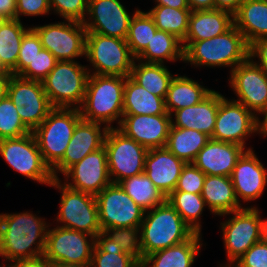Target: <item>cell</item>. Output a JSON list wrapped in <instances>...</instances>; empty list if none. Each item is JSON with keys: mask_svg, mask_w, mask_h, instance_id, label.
<instances>
[{"mask_svg": "<svg viewBox=\"0 0 267 267\" xmlns=\"http://www.w3.org/2000/svg\"><path fill=\"white\" fill-rule=\"evenodd\" d=\"M46 223L32 214L0 215V255L10 261L43 256ZM46 230V231H45ZM40 237V238H39ZM39 239L38 244L35 242ZM36 243L37 248L31 246Z\"/></svg>", "mask_w": 267, "mask_h": 267, "instance_id": "obj_1", "label": "cell"}, {"mask_svg": "<svg viewBox=\"0 0 267 267\" xmlns=\"http://www.w3.org/2000/svg\"><path fill=\"white\" fill-rule=\"evenodd\" d=\"M187 42V44H185ZM189 42V43H188ZM184 60L196 65L232 66L249 57V45L233 25L225 33L201 41H182ZM235 67H234V66Z\"/></svg>", "mask_w": 267, "mask_h": 267, "instance_id": "obj_2", "label": "cell"}, {"mask_svg": "<svg viewBox=\"0 0 267 267\" xmlns=\"http://www.w3.org/2000/svg\"><path fill=\"white\" fill-rule=\"evenodd\" d=\"M142 257L188 240L195 232L166 200L141 222Z\"/></svg>", "mask_w": 267, "mask_h": 267, "instance_id": "obj_3", "label": "cell"}, {"mask_svg": "<svg viewBox=\"0 0 267 267\" xmlns=\"http://www.w3.org/2000/svg\"><path fill=\"white\" fill-rule=\"evenodd\" d=\"M125 79L121 76L89 74L83 105L78 107L81 118L110 124L122 117Z\"/></svg>", "mask_w": 267, "mask_h": 267, "instance_id": "obj_4", "label": "cell"}, {"mask_svg": "<svg viewBox=\"0 0 267 267\" xmlns=\"http://www.w3.org/2000/svg\"><path fill=\"white\" fill-rule=\"evenodd\" d=\"M81 113L75 108H54L32 133L44 162L52 169L64 156Z\"/></svg>", "mask_w": 267, "mask_h": 267, "instance_id": "obj_5", "label": "cell"}, {"mask_svg": "<svg viewBox=\"0 0 267 267\" xmlns=\"http://www.w3.org/2000/svg\"><path fill=\"white\" fill-rule=\"evenodd\" d=\"M85 55L97 70L93 74L121 77L130 76L135 59L126 40L98 33L86 34Z\"/></svg>", "mask_w": 267, "mask_h": 267, "instance_id": "obj_6", "label": "cell"}, {"mask_svg": "<svg viewBox=\"0 0 267 267\" xmlns=\"http://www.w3.org/2000/svg\"><path fill=\"white\" fill-rule=\"evenodd\" d=\"M75 61H58L42 81L44 91L54 108L83 104L89 72ZM87 71V72H86Z\"/></svg>", "mask_w": 267, "mask_h": 267, "instance_id": "obj_7", "label": "cell"}, {"mask_svg": "<svg viewBox=\"0 0 267 267\" xmlns=\"http://www.w3.org/2000/svg\"><path fill=\"white\" fill-rule=\"evenodd\" d=\"M107 163L112 183L144 172L148 149L126 136L119 129L109 127L104 141Z\"/></svg>", "mask_w": 267, "mask_h": 267, "instance_id": "obj_8", "label": "cell"}, {"mask_svg": "<svg viewBox=\"0 0 267 267\" xmlns=\"http://www.w3.org/2000/svg\"><path fill=\"white\" fill-rule=\"evenodd\" d=\"M62 190L58 220L65 223L60 226L82 231L96 236L102 229L99 224L98 204L95 195L60 185L59 178L50 184Z\"/></svg>", "mask_w": 267, "mask_h": 267, "instance_id": "obj_9", "label": "cell"}, {"mask_svg": "<svg viewBox=\"0 0 267 267\" xmlns=\"http://www.w3.org/2000/svg\"><path fill=\"white\" fill-rule=\"evenodd\" d=\"M0 154L15 171L40 183L54 180L50 167L44 162L32 132L0 140Z\"/></svg>", "mask_w": 267, "mask_h": 267, "instance_id": "obj_10", "label": "cell"}, {"mask_svg": "<svg viewBox=\"0 0 267 267\" xmlns=\"http://www.w3.org/2000/svg\"><path fill=\"white\" fill-rule=\"evenodd\" d=\"M7 95L17 107L22 122L33 131L54 109L42 82L10 75Z\"/></svg>", "mask_w": 267, "mask_h": 267, "instance_id": "obj_11", "label": "cell"}, {"mask_svg": "<svg viewBox=\"0 0 267 267\" xmlns=\"http://www.w3.org/2000/svg\"><path fill=\"white\" fill-rule=\"evenodd\" d=\"M99 224L111 227H140L145 211L117 183H111L96 196Z\"/></svg>", "mask_w": 267, "mask_h": 267, "instance_id": "obj_12", "label": "cell"}, {"mask_svg": "<svg viewBox=\"0 0 267 267\" xmlns=\"http://www.w3.org/2000/svg\"><path fill=\"white\" fill-rule=\"evenodd\" d=\"M233 213L235 216L222 223L230 262H236L250 247L265 237L264 221L255 207L242 208Z\"/></svg>", "mask_w": 267, "mask_h": 267, "instance_id": "obj_13", "label": "cell"}, {"mask_svg": "<svg viewBox=\"0 0 267 267\" xmlns=\"http://www.w3.org/2000/svg\"><path fill=\"white\" fill-rule=\"evenodd\" d=\"M68 22L32 28L39 36L42 47L58 61H73L75 57L85 55L87 31L84 24Z\"/></svg>", "mask_w": 267, "mask_h": 267, "instance_id": "obj_14", "label": "cell"}, {"mask_svg": "<svg viewBox=\"0 0 267 267\" xmlns=\"http://www.w3.org/2000/svg\"><path fill=\"white\" fill-rule=\"evenodd\" d=\"M87 235L92 238L90 244ZM94 246V236L58 226L47 230L43 256L50 263L91 264Z\"/></svg>", "mask_w": 267, "mask_h": 267, "instance_id": "obj_15", "label": "cell"}, {"mask_svg": "<svg viewBox=\"0 0 267 267\" xmlns=\"http://www.w3.org/2000/svg\"><path fill=\"white\" fill-rule=\"evenodd\" d=\"M243 104L228 101L221 95L216 123L211 139L244 147V137L258 132V117Z\"/></svg>", "mask_w": 267, "mask_h": 267, "instance_id": "obj_16", "label": "cell"}, {"mask_svg": "<svg viewBox=\"0 0 267 267\" xmlns=\"http://www.w3.org/2000/svg\"><path fill=\"white\" fill-rule=\"evenodd\" d=\"M248 57L231 70V85L239 103L247 109L263 112L267 107V75Z\"/></svg>", "mask_w": 267, "mask_h": 267, "instance_id": "obj_17", "label": "cell"}, {"mask_svg": "<svg viewBox=\"0 0 267 267\" xmlns=\"http://www.w3.org/2000/svg\"><path fill=\"white\" fill-rule=\"evenodd\" d=\"M118 123L121 132L149 150L166 147L172 117L170 114H123Z\"/></svg>", "mask_w": 267, "mask_h": 267, "instance_id": "obj_18", "label": "cell"}, {"mask_svg": "<svg viewBox=\"0 0 267 267\" xmlns=\"http://www.w3.org/2000/svg\"><path fill=\"white\" fill-rule=\"evenodd\" d=\"M63 174L66 177L71 176L73 180V185L71 183H65V185L71 189L96 196L112 183L105 147L103 146L89 153L81 161L68 168Z\"/></svg>", "mask_w": 267, "mask_h": 267, "instance_id": "obj_19", "label": "cell"}, {"mask_svg": "<svg viewBox=\"0 0 267 267\" xmlns=\"http://www.w3.org/2000/svg\"><path fill=\"white\" fill-rule=\"evenodd\" d=\"M94 21L83 24L87 33L126 40L131 17L119 0H88V12Z\"/></svg>", "mask_w": 267, "mask_h": 267, "instance_id": "obj_20", "label": "cell"}, {"mask_svg": "<svg viewBox=\"0 0 267 267\" xmlns=\"http://www.w3.org/2000/svg\"><path fill=\"white\" fill-rule=\"evenodd\" d=\"M100 124L102 123L84 119H81L76 124L63 158L51 169L54 179L58 178L56 175L57 169L64 173L75 163L81 161L86 155L104 146L106 133L111 126H105L102 133Z\"/></svg>", "mask_w": 267, "mask_h": 267, "instance_id": "obj_21", "label": "cell"}, {"mask_svg": "<svg viewBox=\"0 0 267 267\" xmlns=\"http://www.w3.org/2000/svg\"><path fill=\"white\" fill-rule=\"evenodd\" d=\"M245 152L241 145L209 139L198 152L193 164L205 175L229 176Z\"/></svg>", "mask_w": 267, "mask_h": 267, "instance_id": "obj_22", "label": "cell"}, {"mask_svg": "<svg viewBox=\"0 0 267 267\" xmlns=\"http://www.w3.org/2000/svg\"><path fill=\"white\" fill-rule=\"evenodd\" d=\"M266 174V170L253 151L251 149L245 151L230 175L238 202L239 197L244 201L258 198L266 185Z\"/></svg>", "mask_w": 267, "mask_h": 267, "instance_id": "obj_23", "label": "cell"}, {"mask_svg": "<svg viewBox=\"0 0 267 267\" xmlns=\"http://www.w3.org/2000/svg\"><path fill=\"white\" fill-rule=\"evenodd\" d=\"M185 164L166 147L149 149L144 172L165 197H168L175 190Z\"/></svg>", "mask_w": 267, "mask_h": 267, "instance_id": "obj_24", "label": "cell"}, {"mask_svg": "<svg viewBox=\"0 0 267 267\" xmlns=\"http://www.w3.org/2000/svg\"><path fill=\"white\" fill-rule=\"evenodd\" d=\"M221 94L211 91L199 103L175 111L173 127L195 129L212 137Z\"/></svg>", "mask_w": 267, "mask_h": 267, "instance_id": "obj_25", "label": "cell"}, {"mask_svg": "<svg viewBox=\"0 0 267 267\" xmlns=\"http://www.w3.org/2000/svg\"><path fill=\"white\" fill-rule=\"evenodd\" d=\"M233 25L234 15L228 11L219 9L191 11L188 32L183 41L211 39L225 33Z\"/></svg>", "mask_w": 267, "mask_h": 267, "instance_id": "obj_26", "label": "cell"}, {"mask_svg": "<svg viewBox=\"0 0 267 267\" xmlns=\"http://www.w3.org/2000/svg\"><path fill=\"white\" fill-rule=\"evenodd\" d=\"M234 25L249 46L267 38V0H244L234 14Z\"/></svg>", "mask_w": 267, "mask_h": 267, "instance_id": "obj_27", "label": "cell"}, {"mask_svg": "<svg viewBox=\"0 0 267 267\" xmlns=\"http://www.w3.org/2000/svg\"><path fill=\"white\" fill-rule=\"evenodd\" d=\"M201 195L210 211L215 214L228 215L242 209L229 176L206 175Z\"/></svg>", "mask_w": 267, "mask_h": 267, "instance_id": "obj_28", "label": "cell"}, {"mask_svg": "<svg viewBox=\"0 0 267 267\" xmlns=\"http://www.w3.org/2000/svg\"><path fill=\"white\" fill-rule=\"evenodd\" d=\"M200 233H194L188 240L179 244L154 252L143 258L141 267H191L195 256L198 254Z\"/></svg>", "mask_w": 267, "mask_h": 267, "instance_id": "obj_29", "label": "cell"}, {"mask_svg": "<svg viewBox=\"0 0 267 267\" xmlns=\"http://www.w3.org/2000/svg\"><path fill=\"white\" fill-rule=\"evenodd\" d=\"M123 114L162 115L169 113L165 99L148 92L127 76L123 96Z\"/></svg>", "mask_w": 267, "mask_h": 267, "instance_id": "obj_30", "label": "cell"}, {"mask_svg": "<svg viewBox=\"0 0 267 267\" xmlns=\"http://www.w3.org/2000/svg\"><path fill=\"white\" fill-rule=\"evenodd\" d=\"M210 139L205 133L195 129L173 127L171 125L166 148L185 163H193L198 152Z\"/></svg>", "mask_w": 267, "mask_h": 267, "instance_id": "obj_31", "label": "cell"}, {"mask_svg": "<svg viewBox=\"0 0 267 267\" xmlns=\"http://www.w3.org/2000/svg\"><path fill=\"white\" fill-rule=\"evenodd\" d=\"M211 91L205 89L192 79L185 76H176L172 79L165 97L167 112L172 115L171 112L173 111L193 106L199 103Z\"/></svg>", "mask_w": 267, "mask_h": 267, "instance_id": "obj_32", "label": "cell"}, {"mask_svg": "<svg viewBox=\"0 0 267 267\" xmlns=\"http://www.w3.org/2000/svg\"><path fill=\"white\" fill-rule=\"evenodd\" d=\"M91 267H141V264L104 232H99L95 236Z\"/></svg>", "mask_w": 267, "mask_h": 267, "instance_id": "obj_33", "label": "cell"}, {"mask_svg": "<svg viewBox=\"0 0 267 267\" xmlns=\"http://www.w3.org/2000/svg\"><path fill=\"white\" fill-rule=\"evenodd\" d=\"M130 77L148 92L165 99L174 78L166 66L156 63L133 64Z\"/></svg>", "mask_w": 267, "mask_h": 267, "instance_id": "obj_34", "label": "cell"}, {"mask_svg": "<svg viewBox=\"0 0 267 267\" xmlns=\"http://www.w3.org/2000/svg\"><path fill=\"white\" fill-rule=\"evenodd\" d=\"M182 41L175 35L158 30L155 32L147 47L136 57V59H147L146 63L162 64L163 59L184 60V49ZM181 46V47H180Z\"/></svg>", "mask_w": 267, "mask_h": 267, "instance_id": "obj_35", "label": "cell"}, {"mask_svg": "<svg viewBox=\"0 0 267 267\" xmlns=\"http://www.w3.org/2000/svg\"><path fill=\"white\" fill-rule=\"evenodd\" d=\"M25 29L18 19H7L0 27V66L11 72L17 65Z\"/></svg>", "mask_w": 267, "mask_h": 267, "instance_id": "obj_36", "label": "cell"}, {"mask_svg": "<svg viewBox=\"0 0 267 267\" xmlns=\"http://www.w3.org/2000/svg\"><path fill=\"white\" fill-rule=\"evenodd\" d=\"M119 185L145 212L166 201L165 195L153 184L145 172L126 178Z\"/></svg>", "mask_w": 267, "mask_h": 267, "instance_id": "obj_37", "label": "cell"}, {"mask_svg": "<svg viewBox=\"0 0 267 267\" xmlns=\"http://www.w3.org/2000/svg\"><path fill=\"white\" fill-rule=\"evenodd\" d=\"M158 30L175 35L183 41L188 32L190 9H176L157 5L149 12Z\"/></svg>", "mask_w": 267, "mask_h": 267, "instance_id": "obj_38", "label": "cell"}, {"mask_svg": "<svg viewBox=\"0 0 267 267\" xmlns=\"http://www.w3.org/2000/svg\"><path fill=\"white\" fill-rule=\"evenodd\" d=\"M166 200L179 213L182 220L190 226L194 232L200 233L201 225L198 221L205 201L201 194L173 191Z\"/></svg>", "mask_w": 267, "mask_h": 267, "instance_id": "obj_39", "label": "cell"}, {"mask_svg": "<svg viewBox=\"0 0 267 267\" xmlns=\"http://www.w3.org/2000/svg\"><path fill=\"white\" fill-rule=\"evenodd\" d=\"M157 27L149 15L136 10L131 18L126 42L135 58L147 47Z\"/></svg>", "mask_w": 267, "mask_h": 267, "instance_id": "obj_40", "label": "cell"}, {"mask_svg": "<svg viewBox=\"0 0 267 267\" xmlns=\"http://www.w3.org/2000/svg\"><path fill=\"white\" fill-rule=\"evenodd\" d=\"M32 132L21 120L17 107L6 95L0 100V140L16 138Z\"/></svg>", "mask_w": 267, "mask_h": 267, "instance_id": "obj_41", "label": "cell"}, {"mask_svg": "<svg viewBox=\"0 0 267 267\" xmlns=\"http://www.w3.org/2000/svg\"><path fill=\"white\" fill-rule=\"evenodd\" d=\"M140 227H111L103 230L108 238L116 242L123 252L134 257L140 264L143 262L141 240L137 239Z\"/></svg>", "mask_w": 267, "mask_h": 267, "instance_id": "obj_42", "label": "cell"}, {"mask_svg": "<svg viewBox=\"0 0 267 267\" xmlns=\"http://www.w3.org/2000/svg\"><path fill=\"white\" fill-rule=\"evenodd\" d=\"M42 48L39 36L32 28H29L21 42L17 65L10 73L20 75Z\"/></svg>", "mask_w": 267, "mask_h": 267, "instance_id": "obj_43", "label": "cell"}, {"mask_svg": "<svg viewBox=\"0 0 267 267\" xmlns=\"http://www.w3.org/2000/svg\"><path fill=\"white\" fill-rule=\"evenodd\" d=\"M58 60L47 49L42 48L33 61L19 75L22 78L42 82L55 67Z\"/></svg>", "mask_w": 267, "mask_h": 267, "instance_id": "obj_44", "label": "cell"}, {"mask_svg": "<svg viewBox=\"0 0 267 267\" xmlns=\"http://www.w3.org/2000/svg\"><path fill=\"white\" fill-rule=\"evenodd\" d=\"M205 178L206 175L193 163H186L174 191L201 194Z\"/></svg>", "mask_w": 267, "mask_h": 267, "instance_id": "obj_45", "label": "cell"}, {"mask_svg": "<svg viewBox=\"0 0 267 267\" xmlns=\"http://www.w3.org/2000/svg\"><path fill=\"white\" fill-rule=\"evenodd\" d=\"M50 7L67 21L85 22V12H88V0H49Z\"/></svg>", "mask_w": 267, "mask_h": 267, "instance_id": "obj_46", "label": "cell"}, {"mask_svg": "<svg viewBox=\"0 0 267 267\" xmlns=\"http://www.w3.org/2000/svg\"><path fill=\"white\" fill-rule=\"evenodd\" d=\"M236 263L235 267H267V239L264 237L256 242Z\"/></svg>", "mask_w": 267, "mask_h": 267, "instance_id": "obj_47", "label": "cell"}, {"mask_svg": "<svg viewBox=\"0 0 267 267\" xmlns=\"http://www.w3.org/2000/svg\"><path fill=\"white\" fill-rule=\"evenodd\" d=\"M49 0H16V19L19 14L42 15L50 11Z\"/></svg>", "mask_w": 267, "mask_h": 267, "instance_id": "obj_48", "label": "cell"}, {"mask_svg": "<svg viewBox=\"0 0 267 267\" xmlns=\"http://www.w3.org/2000/svg\"><path fill=\"white\" fill-rule=\"evenodd\" d=\"M259 57L261 65L257 64L267 75V38L254 41L249 46V57Z\"/></svg>", "mask_w": 267, "mask_h": 267, "instance_id": "obj_49", "label": "cell"}, {"mask_svg": "<svg viewBox=\"0 0 267 267\" xmlns=\"http://www.w3.org/2000/svg\"><path fill=\"white\" fill-rule=\"evenodd\" d=\"M14 262L9 267H51V263L44 256L15 260Z\"/></svg>", "mask_w": 267, "mask_h": 267, "instance_id": "obj_50", "label": "cell"}, {"mask_svg": "<svg viewBox=\"0 0 267 267\" xmlns=\"http://www.w3.org/2000/svg\"><path fill=\"white\" fill-rule=\"evenodd\" d=\"M244 0H215V9L225 10L233 15L239 10Z\"/></svg>", "mask_w": 267, "mask_h": 267, "instance_id": "obj_51", "label": "cell"}, {"mask_svg": "<svg viewBox=\"0 0 267 267\" xmlns=\"http://www.w3.org/2000/svg\"><path fill=\"white\" fill-rule=\"evenodd\" d=\"M0 13L7 19H16V0H0Z\"/></svg>", "mask_w": 267, "mask_h": 267, "instance_id": "obj_52", "label": "cell"}, {"mask_svg": "<svg viewBox=\"0 0 267 267\" xmlns=\"http://www.w3.org/2000/svg\"><path fill=\"white\" fill-rule=\"evenodd\" d=\"M191 11L215 9V0H187Z\"/></svg>", "mask_w": 267, "mask_h": 267, "instance_id": "obj_53", "label": "cell"}, {"mask_svg": "<svg viewBox=\"0 0 267 267\" xmlns=\"http://www.w3.org/2000/svg\"><path fill=\"white\" fill-rule=\"evenodd\" d=\"M157 5L168 6L176 9H190L187 0H156Z\"/></svg>", "mask_w": 267, "mask_h": 267, "instance_id": "obj_54", "label": "cell"}, {"mask_svg": "<svg viewBox=\"0 0 267 267\" xmlns=\"http://www.w3.org/2000/svg\"><path fill=\"white\" fill-rule=\"evenodd\" d=\"M10 75L11 73L7 71L0 73V100H2L7 95Z\"/></svg>", "mask_w": 267, "mask_h": 267, "instance_id": "obj_55", "label": "cell"}, {"mask_svg": "<svg viewBox=\"0 0 267 267\" xmlns=\"http://www.w3.org/2000/svg\"><path fill=\"white\" fill-rule=\"evenodd\" d=\"M262 114L265 115L263 122L261 123L258 119V131L261 134H264L263 136H267V107L262 112Z\"/></svg>", "mask_w": 267, "mask_h": 267, "instance_id": "obj_56", "label": "cell"}, {"mask_svg": "<svg viewBox=\"0 0 267 267\" xmlns=\"http://www.w3.org/2000/svg\"><path fill=\"white\" fill-rule=\"evenodd\" d=\"M51 267H91V264H74V263L54 262V263H51Z\"/></svg>", "mask_w": 267, "mask_h": 267, "instance_id": "obj_57", "label": "cell"}, {"mask_svg": "<svg viewBox=\"0 0 267 267\" xmlns=\"http://www.w3.org/2000/svg\"><path fill=\"white\" fill-rule=\"evenodd\" d=\"M7 20V18L0 13V27Z\"/></svg>", "mask_w": 267, "mask_h": 267, "instance_id": "obj_58", "label": "cell"}, {"mask_svg": "<svg viewBox=\"0 0 267 267\" xmlns=\"http://www.w3.org/2000/svg\"><path fill=\"white\" fill-rule=\"evenodd\" d=\"M264 236L267 239V220H264Z\"/></svg>", "mask_w": 267, "mask_h": 267, "instance_id": "obj_59", "label": "cell"}, {"mask_svg": "<svg viewBox=\"0 0 267 267\" xmlns=\"http://www.w3.org/2000/svg\"><path fill=\"white\" fill-rule=\"evenodd\" d=\"M1 72H6V71L0 66V73Z\"/></svg>", "mask_w": 267, "mask_h": 267, "instance_id": "obj_60", "label": "cell"}]
</instances>
